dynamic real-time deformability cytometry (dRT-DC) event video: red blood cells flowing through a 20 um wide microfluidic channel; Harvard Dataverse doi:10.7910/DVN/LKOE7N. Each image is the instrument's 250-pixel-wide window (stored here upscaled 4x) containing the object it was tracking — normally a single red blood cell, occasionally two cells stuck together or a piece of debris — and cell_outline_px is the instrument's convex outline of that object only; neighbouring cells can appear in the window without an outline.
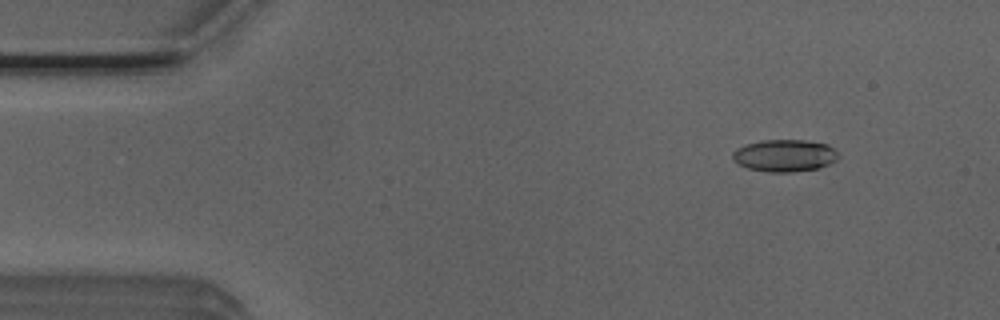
{"species": "Egyptian fruit bat (a non-hibernating species)", "species_latin": "Rousettus aegyptiacus", "temperature_condition": "room temperature", "stored_images_in_passage": 51, "camera_frame_rate_fps": 3000, "um_per_image_px": 0.085, "animal": {"sex": "male"}, "frame": {"image": 1, "passage_image": 5, "time_ms": 1.333, "image_size_px": [1000, 320], "cell_outline_px": [[836, 160], [820, 168], [788, 172], [768, 172], [748, 168], [732, 160], [732, 152], [736, 148], [744, 144], [764, 140], [804, 140], [828, 144], [836, 152]], "centroid_in_image_um": [66.65, 13.22], "position_along_channel_um": 18.4, "area_um2": 19.71}}
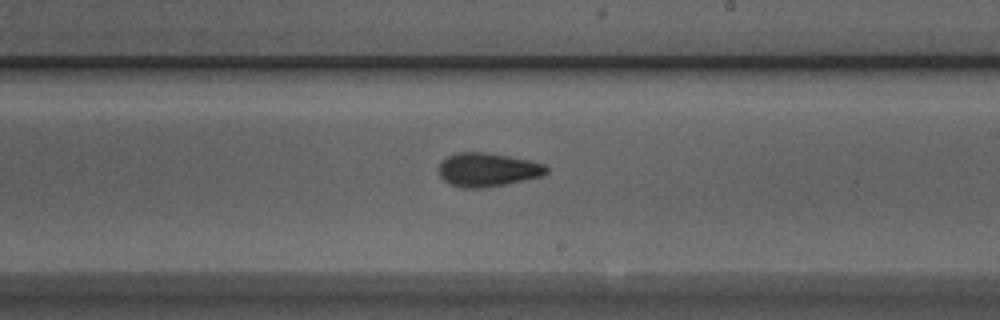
{"frame": {"image": 2, "passage_image": 29, "time_ms": 9.333, "image_size_px": [1000, 320], "cell_outline_px": [[548, 172], [544, 176], [484, 188], [460, 188], [448, 184], [440, 176], [440, 160], [456, 152], [484, 152], [508, 156], [528, 160], [544, 164], [548, 168]], "centroid_in_image_um": [41.43, 14.43], "position_along_channel_um": 247.6, "area_um2": 21.21}}
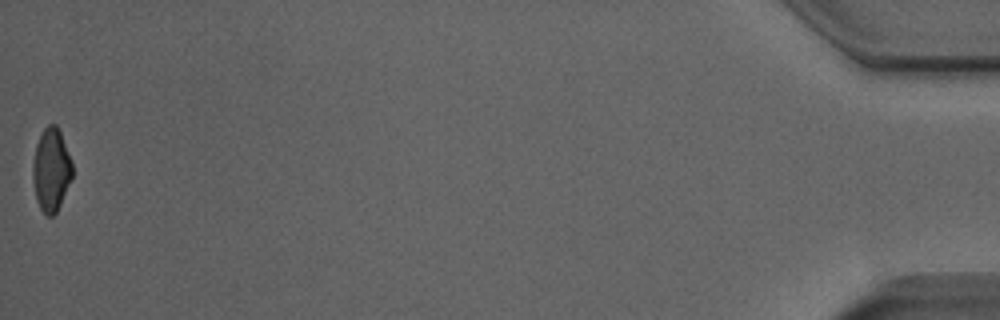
{"frame": {"image": 3, "passage_image": 51, "time_ms": 16.667, "image_size_px": [1000, 320], "cell_outline_px": [[72, 176], [60, 204], [56, 212], [52, 216], [48, 216], [40, 208], [36, 200], [32, 180], [32, 164], [36, 144], [44, 128], [48, 124], [56, 124], [60, 132], [72, 160]], "centroid_in_image_um": [4.33, 14.42], "position_along_channel_um": 430.9, "area_um2": 19.07}, "authors_computed_cell_mechanics": {"area_um2": 20.1722, "velocity_mm_per_s": 3.9486, "shape_relaxation_time_tau1_ms": 5.521, "shape_relaxation_time_tau2_ms": 2.5359, "deformation_change_tau1": 0.1728, "deformation_change_tau2": 0.0922}}